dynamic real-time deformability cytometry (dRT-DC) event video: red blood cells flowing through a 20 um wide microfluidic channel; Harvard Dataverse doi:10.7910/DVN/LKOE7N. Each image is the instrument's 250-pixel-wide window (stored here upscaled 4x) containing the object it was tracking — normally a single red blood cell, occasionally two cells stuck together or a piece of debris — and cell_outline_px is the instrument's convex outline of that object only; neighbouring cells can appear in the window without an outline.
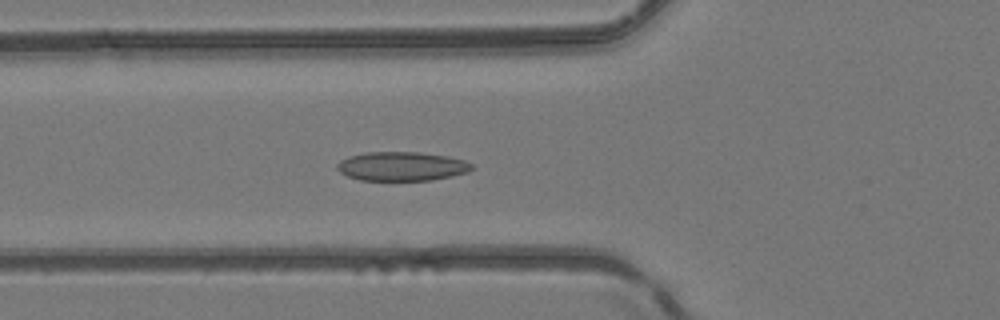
{"species": "common noctule bat (a hibernating species)", "species_latin": "Nyctalus noctula", "temperature_condition": "room temperature", "stored_images_in_passage": 50, "camera_frame_rate_fps": 3000, "um_per_image_px": 0.085, "animal": {"sex": "female", "body_mass_g": 24.6, "forearm_length_mm": 56.2}, "frame": {"image": 1, "passage_image": 18, "time_ms": 5.667, "image_size_px": [1000, 320], "cell_outline_px": [[472, 168], [468, 172], [452, 176], [432, 180], [360, 180], [348, 176], [340, 172], [336, 168], [336, 164], [340, 160], [348, 156], [364, 152], [420, 152], [448, 156], [464, 160], [472, 164]], "centroid_in_image_um": [34.13, 14.13], "position_along_channel_um": 91.7, "area_um2": 22.89}}
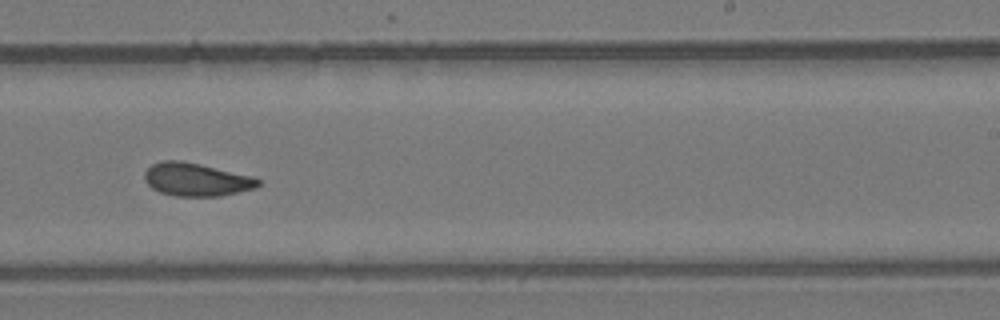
{"frame": {"image": 2, "passage_image": 31, "time_ms": 10.0, "image_size_px": [1000, 320], "cell_outline_px": [[260, 184], [256, 188], [220, 196], [176, 196], [160, 192], [152, 188], [144, 180], [144, 172], [152, 164], [164, 160], [180, 160], [200, 164], [248, 176], [260, 180]], "centroid_in_image_um": [16.63, 15.26], "position_along_channel_um": 272.4, "area_um2": 21.62}}
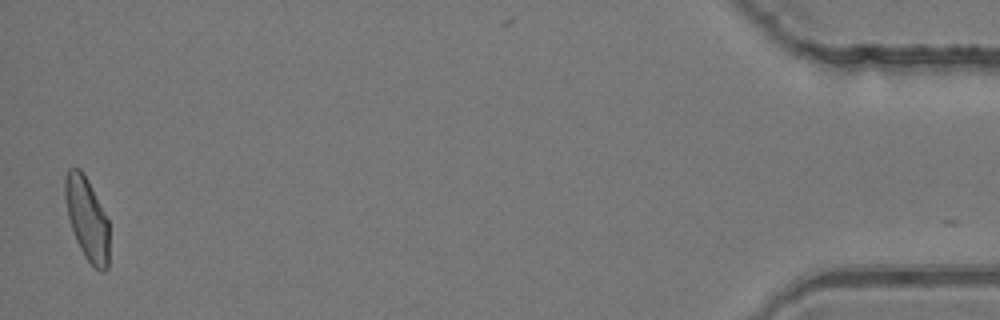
{"frame": {"image": 3, "passage_image": 49, "time_ms": 16.0, "image_size_px": [1000, 320], "cell_outline_px": [[108, 268], [104, 272], [100, 272], [84, 256], [76, 240], [68, 216], [64, 196], [64, 176], [68, 168], [80, 168], [84, 172], [108, 220]], "centroid_in_image_um": [7.38, 18.56], "position_along_channel_um": 427.8, "area_um2": 21.21}, "authors_computed_cell_mechanics": {"area_um2": 22.1085, "velocity_mm_per_s": 4.1582, "shape_relaxation_time_tau1_ms": 7.2346, "shape_relaxation_time_tau2_ms": 1.7819, "deformation_change_tau1": 0.1572, "deformation_change_tau2": 0.0776}}